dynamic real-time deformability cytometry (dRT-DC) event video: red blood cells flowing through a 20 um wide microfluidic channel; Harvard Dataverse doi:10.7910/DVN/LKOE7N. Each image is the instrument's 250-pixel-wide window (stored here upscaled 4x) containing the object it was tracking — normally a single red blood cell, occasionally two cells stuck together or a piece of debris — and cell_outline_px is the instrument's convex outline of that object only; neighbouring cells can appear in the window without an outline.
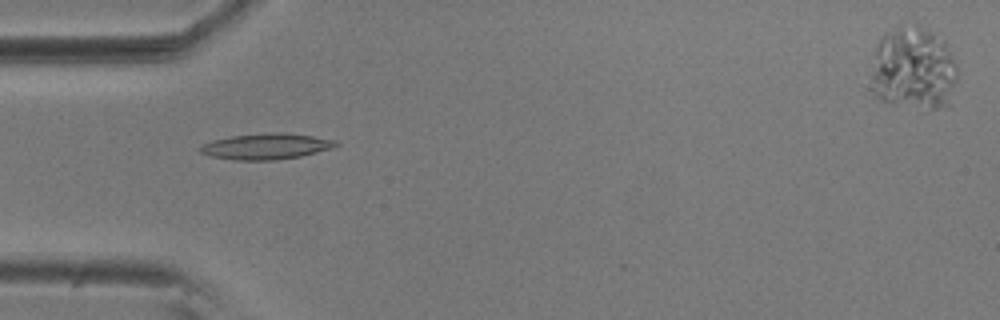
{"species": "common noctule bat (a hibernating species)", "species_latin": "Nyctalus noctula", "temperature_condition": "room temperature", "stored_images_in_passage": 42, "camera_frame_rate_fps": 3000, "um_per_image_px": 0.085, "animal": {"sex": "male", "body_mass_g": 20.5, "forearm_length_mm": 52.5}, "frame": {"image": 1, "passage_image": 3, "time_ms": 0.667, "image_size_px": [1000, 320], "cell_outline_px": [[340, 144], [332, 148], [300, 156], [276, 160], [236, 160], [212, 156], [200, 152], [196, 148], [212, 140], [232, 136], [268, 132], [284, 132], [312, 136], [336, 140]], "centroid_in_image_um": [22.62, 12.43], "position_along_channel_um": 62.4, "area_um2": 20.46}}
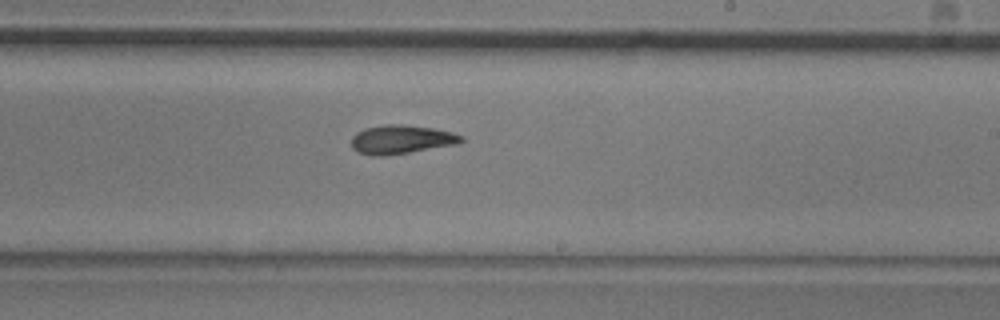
{"frame": {"image": 2, "passage_image": 19, "time_ms": 6.0, "image_size_px": [1000, 320], "cell_outline_px": [[464, 140], [460, 144], [384, 156], [372, 156], [360, 152], [352, 148], [352, 136], [356, 132], [364, 128], [384, 124], [400, 124], [432, 128], [452, 132], [464, 136]], "centroid_in_image_um": [34.13, 11.85], "position_along_channel_um": 254.9, "area_um2": 18.55}}
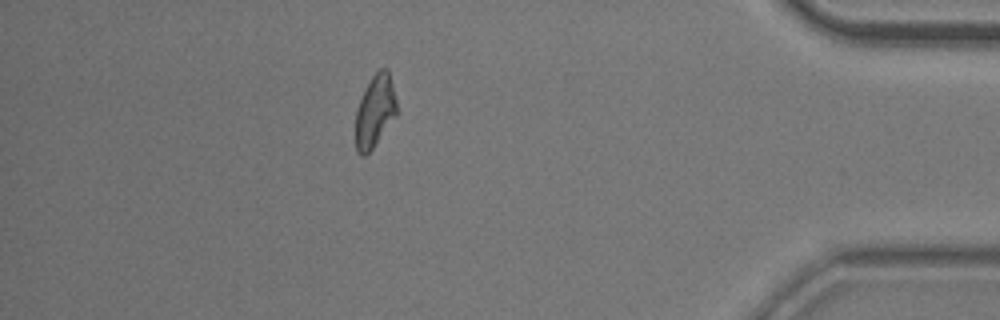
{"frame": {"image": 3, "passage_image": 35, "time_ms": 11.333, "image_size_px": [1000, 320], "cell_outline_px": [[396, 116], [372, 148], [364, 156], [360, 156], [356, 152], [356, 112], [360, 100], [372, 76], [380, 68], [388, 68], [396, 100]], "centroid_in_image_um": [31.87, 9.45], "position_along_channel_um": 403.3, "area_um2": 16.99}, "authors_computed_cell_mechanics": {"area_um2": 17.918, "velocity_mm_per_s": 3.6209, "shape_relaxation_time_tau1_ms": null, "shape_relaxation_time_tau2_ms": 5.1499, "deformation_change_tau1": null, "deformation_change_tau2": 0.1263}}